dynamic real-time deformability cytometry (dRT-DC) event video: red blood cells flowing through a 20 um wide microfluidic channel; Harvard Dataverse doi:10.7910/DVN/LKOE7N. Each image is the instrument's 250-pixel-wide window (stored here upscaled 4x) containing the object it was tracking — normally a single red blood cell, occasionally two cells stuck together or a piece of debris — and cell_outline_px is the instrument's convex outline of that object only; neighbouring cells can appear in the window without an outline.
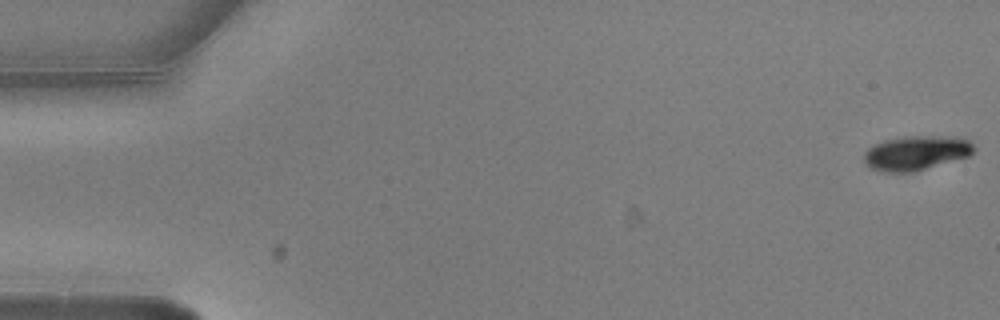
{"species": "common noctule bat (a hibernating species)", "species_latin": "Nyctalus noctula", "temperature_condition": "warm", "stored_images_in_passage": 6, "camera_frame_rate_fps": 3000, "um_per_image_px": 0.085, "animal": {"sex": "male", "body_mass_g": 20.5, "forearm_length_mm": 52.5}, "frame": {"image": 1, "passage_image": 1, "time_ms": 0.0, "image_size_px": [1000, 320], "cell_outline_px": [[976, 148], [968, 156], [912, 172], [884, 172], [872, 168], [864, 160], [864, 152], [868, 148], [884, 140], [904, 136], [936, 136], [968, 140]], "centroid_in_image_um": [77.83, 13.0], "position_along_channel_um": 7.2, "area_um2": 21.56}}
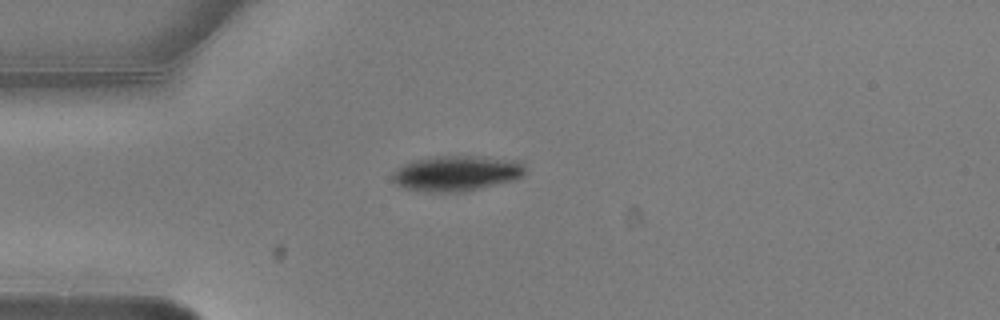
{"frame": {"image": 2, "passage_image": 5, "time_ms": 1.333, "image_size_px": [1000, 320], "cell_outline_px": [[528, 172], [524, 176], [516, 180], [468, 192], [428, 192], [404, 188], [396, 184], [392, 180], [392, 172], [396, 168], [412, 160], [436, 156], [480, 156], [524, 160]], "centroid_in_image_um": [38.9, 14.73], "position_along_channel_um": 46.1, "area_um2": 28.38}}
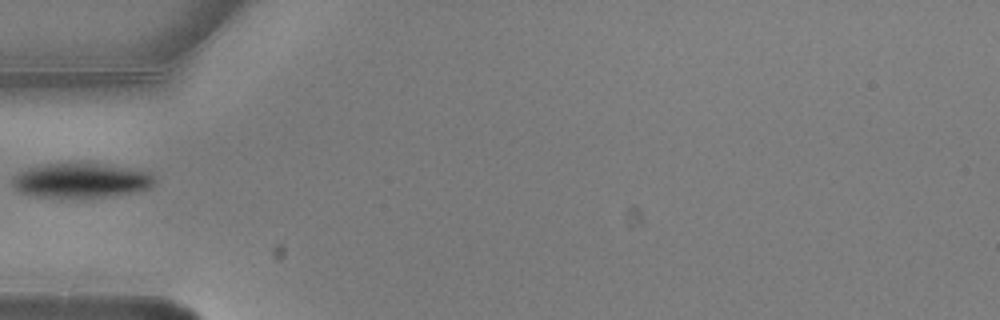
{"frame": {"image": 3, "passage_image": 6, "time_ms": 1.667, "image_size_px": [1000, 320], "cell_outline_px": [[156, 184], [148, 188], [128, 192], [104, 196], [36, 196], [20, 192], [12, 184], [12, 176], [28, 168], [44, 164], [100, 164], [148, 172], [156, 180]], "centroid_in_image_um": [6.84, 15.32], "position_along_channel_um": 78.2, "area_um2": 27.57}}